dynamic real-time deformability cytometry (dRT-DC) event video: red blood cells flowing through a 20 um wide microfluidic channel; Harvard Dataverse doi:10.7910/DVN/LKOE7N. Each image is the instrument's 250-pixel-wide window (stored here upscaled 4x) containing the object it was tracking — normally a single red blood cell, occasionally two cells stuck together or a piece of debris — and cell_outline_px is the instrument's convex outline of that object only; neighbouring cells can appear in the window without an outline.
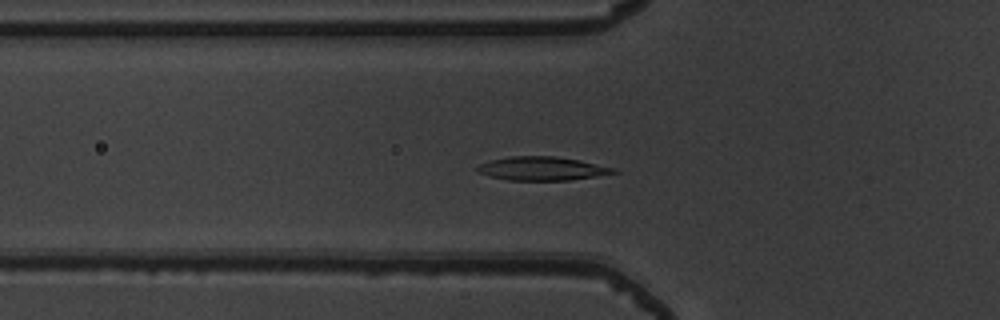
{"species": "common noctule bat (a hibernating species)", "species_latin": "Nyctalus noctula", "temperature_condition": "warm", "stored_images_in_passage": 50, "camera_frame_rate_fps": 3000, "um_per_image_px": 0.085, "animal": {"sex": "male", "body_mass_g": 19.5, "forearm_length_mm": 54.6}, "frame": {"image": 1, "passage_image": 17, "time_ms": 5.333, "image_size_px": [1000, 320], "cell_outline_px": [[620, 172], [596, 176], [568, 180], [508, 180], [488, 176], [476, 172], [472, 168], [488, 160], [508, 156], [556, 156], [580, 160], [616, 168]], "centroid_in_image_um": [46.02, 14.32], "position_along_channel_um": 79.8, "area_um2": 19.07}}
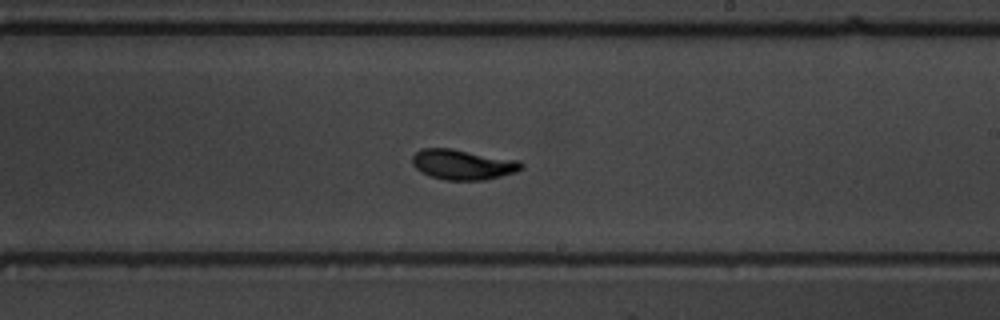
{"frame": {"image": 2, "passage_image": 30, "time_ms": 9.667, "image_size_px": [1000, 320], "cell_outline_px": [[524, 168], [516, 172], [484, 180], [444, 180], [420, 172], [412, 164], [412, 156], [420, 148], [452, 148], [520, 160], [524, 164]], "centroid_in_image_um": [39.36, 13.97], "position_along_channel_um": 249.6, "area_um2": 19.42}}
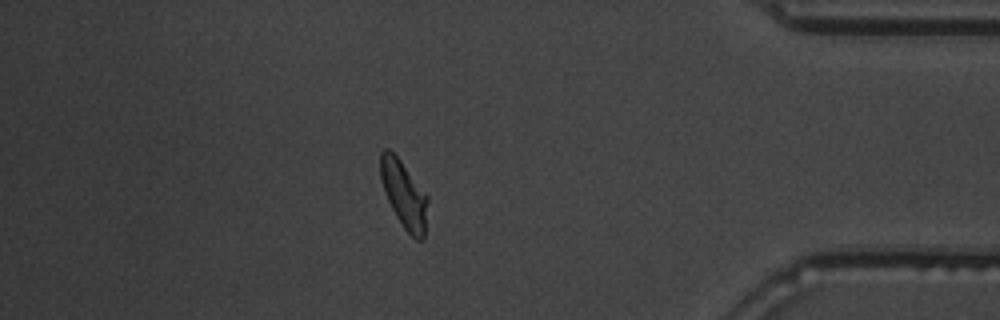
{"frame": {"image": 3, "passage_image": 44, "time_ms": 14.333, "image_size_px": [1000, 320], "cell_outline_px": [[428, 200], [424, 240], [416, 240], [404, 228], [396, 216], [388, 200], [380, 180], [380, 152], [384, 148], [388, 148], [400, 160], [428, 196]], "centroid_in_image_um": [34.33, 16.53], "position_along_channel_um": 400.9, "area_um2": 18.38}, "authors_computed_cell_mechanics": {"area_um2": 18.6116, "velocity_mm_per_s": 3.9227, "shape_relaxation_time_tau1_ms": 3.225, "shape_relaxation_time_tau2_ms": 1.1908, "deformation_change_tau1": 0.1562, "deformation_change_tau2": 0.0573}}